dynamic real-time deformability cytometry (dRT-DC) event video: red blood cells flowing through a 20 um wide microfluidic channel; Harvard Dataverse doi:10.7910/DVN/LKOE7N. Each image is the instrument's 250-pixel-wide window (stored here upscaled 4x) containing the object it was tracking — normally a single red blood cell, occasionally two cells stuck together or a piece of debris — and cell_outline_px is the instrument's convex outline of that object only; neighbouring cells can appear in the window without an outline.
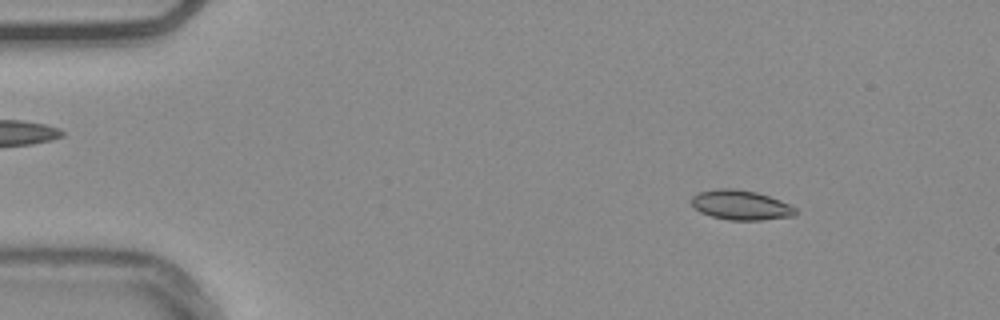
{"species": "common noctule bat (a hibernating species)", "species_latin": "Nyctalus noctula", "temperature_condition": "warm", "stored_images_in_passage": 54, "camera_frame_rate_fps": 3000, "um_per_image_px": 0.085, "animal": {"sex": "male", "body_mass_g": 20.4}, "frame": {"image": 1, "passage_image": 7, "time_ms": 2.0, "image_size_px": [1000, 320], "cell_outline_px": [[796, 216], [760, 220], [728, 220], [712, 216], [700, 212], [692, 204], [692, 196], [700, 192], [716, 188], [732, 188], [756, 192], [780, 200], [796, 208]], "centroid_in_image_um": [62.98, 17.43], "position_along_channel_um": 22.0, "area_um2": 17.92}}
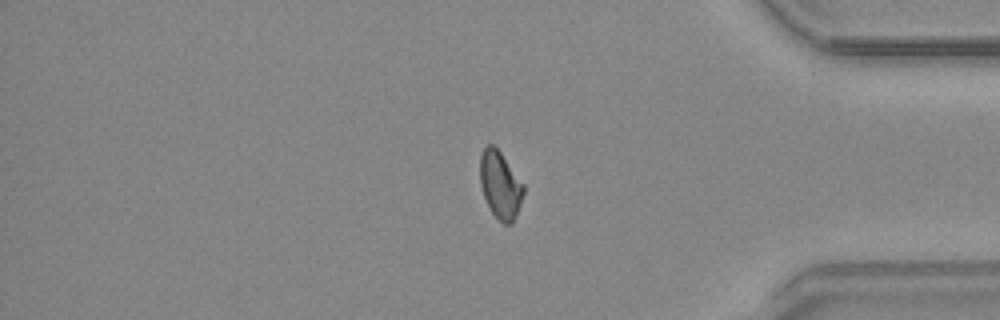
{"frame": {"image": 2, "passage_image": 45, "time_ms": 14.667, "image_size_px": [1000, 320], "cell_outline_px": [[524, 192], [516, 216], [512, 224], [504, 224], [492, 212], [484, 196], [480, 184], [480, 156], [484, 148], [488, 144], [492, 144], [500, 152], [524, 184]], "centroid_in_image_um": [42.52, 15.72], "position_along_channel_um": 392.7, "area_um2": 16.82}}
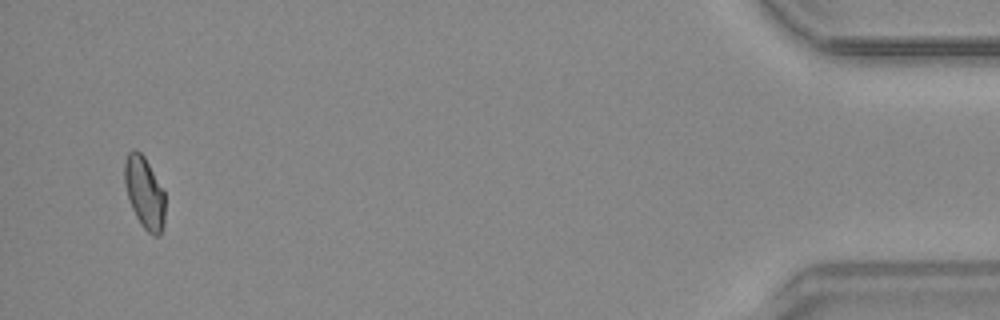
{"frame": {"image": 3, "passage_image": 52, "time_ms": 17.0, "image_size_px": [1000, 320], "cell_outline_px": [[164, 224], [160, 236], [152, 236], [140, 224], [132, 208], [124, 184], [124, 160], [128, 152], [132, 148], [136, 148], [144, 156], [164, 192]], "centroid_in_image_um": [12.26, 16.37], "position_along_channel_um": 422.9, "area_um2": 16.99}, "authors_computed_cell_mechanics": {"area_um2": 17.3111, "velocity_mm_per_s": 3.7657, "shape_relaxation_time_tau1_ms": null, "shape_relaxation_time_tau2_ms": 1.5947, "deformation_change_tau1": null, "deformation_change_tau2": 0.0543}}